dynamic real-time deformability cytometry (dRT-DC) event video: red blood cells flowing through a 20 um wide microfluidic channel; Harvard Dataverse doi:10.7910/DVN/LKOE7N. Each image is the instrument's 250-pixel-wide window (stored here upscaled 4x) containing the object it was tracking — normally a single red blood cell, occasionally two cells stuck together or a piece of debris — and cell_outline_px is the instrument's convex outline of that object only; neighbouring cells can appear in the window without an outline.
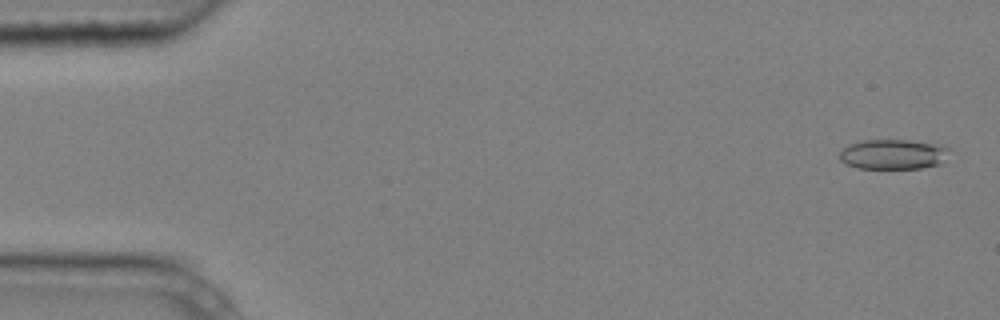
{"species": "common noctule bat (a hibernating species)", "species_latin": "Nyctalus noctula", "temperature_condition": "cold", "stored_images_in_passage": 5, "camera_frame_rate_fps": 3000, "um_per_image_px": 0.085, "animal": {"sex": "male", "body_mass_g": 20.4}, "frame": {"image": 1, "passage_image": 1, "time_ms": 0.0, "image_size_px": [1000, 320], "cell_outline_px": [[948, 148], [940, 164], [920, 168], [856, 168], [840, 160], [840, 152], [848, 144], [864, 140], [908, 140], [940, 144]], "centroid_in_image_um": [75.88, 13.1], "position_along_channel_um": 9.1, "area_um2": 18.9}}
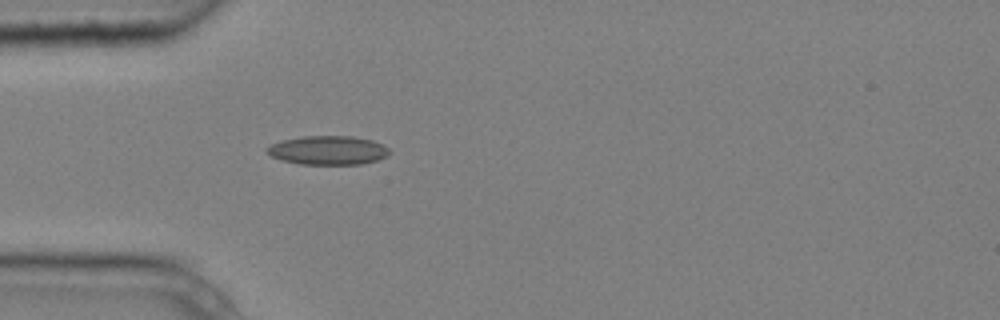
{"frame": {"image": 2, "passage_image": 5, "time_ms": 1.333, "image_size_px": [1000, 320], "cell_outline_px": [[392, 152], [388, 156], [376, 160], [360, 164], [300, 164], [280, 160], [264, 152], [264, 148], [280, 140], [304, 136], [352, 136], [372, 140], [388, 148]], "centroid_in_image_um": [27.84, 12.77], "position_along_channel_um": 57.2, "area_um2": 20.75}}